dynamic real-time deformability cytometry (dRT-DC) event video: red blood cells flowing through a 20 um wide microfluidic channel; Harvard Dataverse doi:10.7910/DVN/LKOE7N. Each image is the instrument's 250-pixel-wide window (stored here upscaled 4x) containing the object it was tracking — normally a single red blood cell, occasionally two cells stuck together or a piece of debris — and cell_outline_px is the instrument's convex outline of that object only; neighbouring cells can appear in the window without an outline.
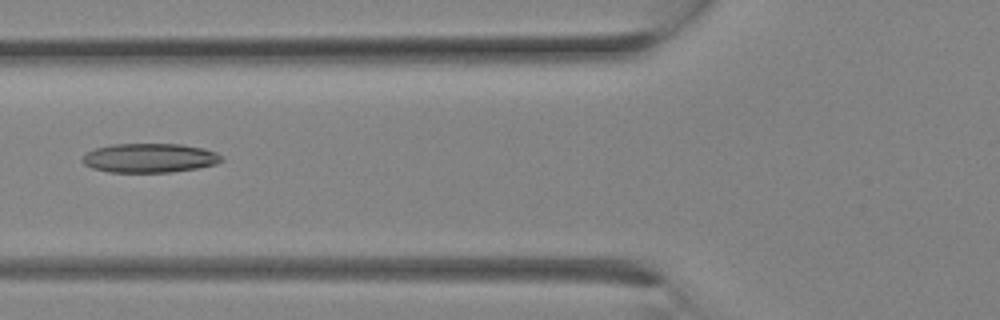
{"species": "Egyptian fruit bat (a non-hibernating species)", "species_latin": "Rousettus aegyptiacus", "temperature_condition": "room temperature", "stored_images_in_passage": 11, "camera_frame_rate_fps": 3000, "um_per_image_px": 0.085, "animal": {"sex": "female"}, "frame": {"image": 1, "passage_image": 10, "time_ms": 3.0, "image_size_px": [1000, 320], "cell_outline_px": [[224, 160], [216, 164], [196, 168], [172, 172], [108, 172], [92, 168], [84, 164], [80, 160], [88, 152], [96, 148], [112, 144], [180, 144], [200, 148], [216, 152], [224, 156]], "centroid_in_image_um": [12.72, 13.43], "position_along_channel_um": 113.1, "area_um2": 23.64}}